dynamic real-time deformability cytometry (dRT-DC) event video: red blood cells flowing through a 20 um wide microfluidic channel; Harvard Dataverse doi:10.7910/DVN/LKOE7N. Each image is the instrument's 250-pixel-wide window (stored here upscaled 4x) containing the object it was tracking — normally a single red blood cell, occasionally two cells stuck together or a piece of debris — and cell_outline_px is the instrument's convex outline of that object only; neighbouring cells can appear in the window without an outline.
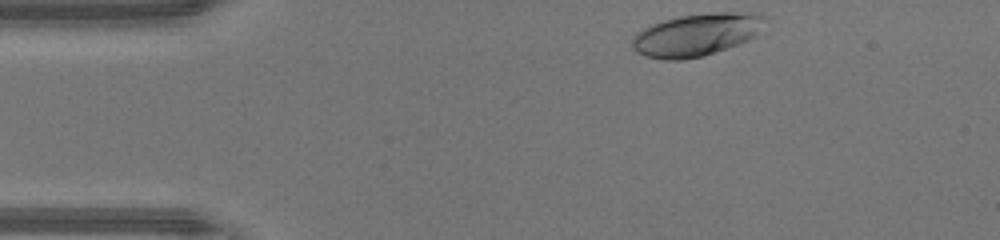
{"species": "human", "species_latin": "Homo sapiens", "temperature_condition": "warm", "stored_images_in_passage": 33, "camera_frame_rate_fps": 3000, "um_per_image_px": 0.085, "donor": {"sex": "male"}, "frame": {"image": 1, "passage_image": 1, "time_ms": 0.0, "image_size_px": [1000, 240], "cell_outline_px": [[768, 16], [756, 36], [748, 40], [704, 56], [680, 60], [668, 60], [644, 56], [636, 52], [632, 48], [632, 36], [636, 32], [652, 24], [664, 20], [680, 16], [716, 12], [756, 12]], "centroid_in_image_um": [59.21, 2.94], "position_along_channel_um": 25.8, "area_um2": 33.06}}
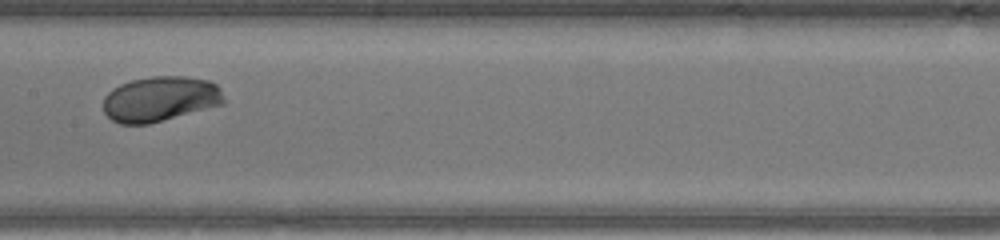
{"frame": {"image": 2, "passage_image": 17, "time_ms": 5.333, "image_size_px": [1000, 240], "cell_outline_px": [[228, 100], [224, 104], [148, 124], [120, 124], [112, 120], [104, 112], [104, 96], [112, 88], [120, 84], [132, 80], [152, 76], [184, 76], [208, 80], [216, 84], [220, 88]], "centroid_in_image_um": [13.64, 8.4], "position_along_channel_um": 193.8, "area_um2": 31.96}}
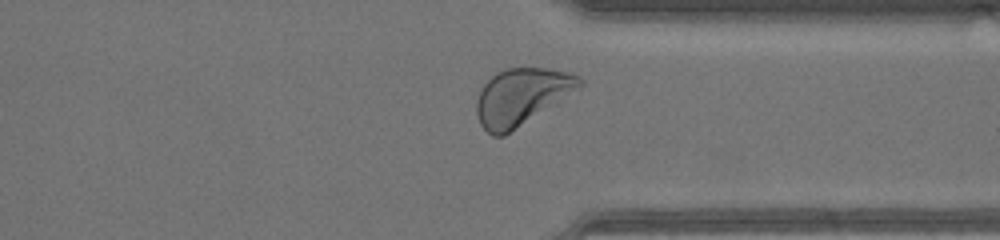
{"frame": {"image": 3, "passage_image": 29, "time_ms": 9.333, "image_size_px": [1000, 240], "cell_outline_px": [[584, 84], [580, 88], [556, 104], [504, 136], [492, 136], [480, 124], [476, 112], [476, 100], [480, 88], [496, 72], [504, 68], [548, 68], [568, 72], [580, 76], [584, 80]], "centroid_in_image_um": [44.33, 8.21], "position_along_channel_um": 367.1, "area_um2": 34.28}, "authors_computed_cell_mechanics": {"area_um2": 31.4432, "velocity_mm_per_s": 4.3695, "shape_relaxation_time_tau1_ms": 2.3602, "shape_relaxation_time_tau2_ms": null, "deformation_change_tau1": 0.1505, "deformation_change_tau2": null}}